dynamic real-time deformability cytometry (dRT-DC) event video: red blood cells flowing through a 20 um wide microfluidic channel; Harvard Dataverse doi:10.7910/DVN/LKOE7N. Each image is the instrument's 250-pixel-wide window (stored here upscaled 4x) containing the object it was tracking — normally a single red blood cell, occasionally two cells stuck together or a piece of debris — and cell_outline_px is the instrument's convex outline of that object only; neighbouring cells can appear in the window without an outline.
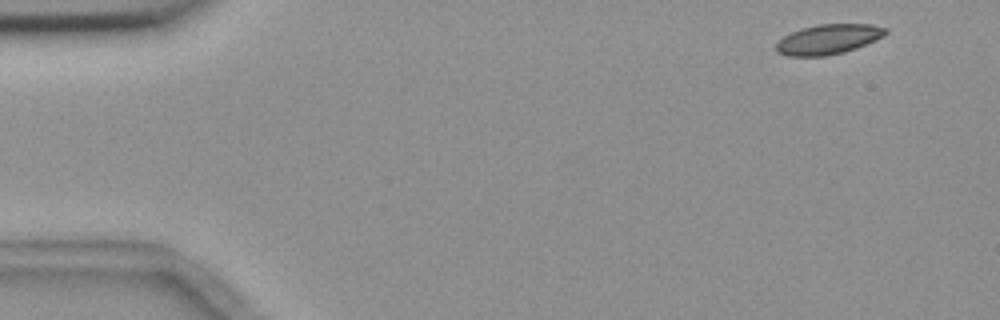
{"species": "common noctule bat (a hibernating species)", "species_latin": "Nyctalus noctula", "temperature_condition": "room temperature", "stored_images_in_passage": 8, "camera_frame_rate_fps": 3000, "um_per_image_px": 0.085, "animal": {"sex": "female", "body_mass_g": 18.4}, "frame": {"image": 1, "passage_image": 1, "time_ms": 0.0, "image_size_px": [1000, 320], "cell_outline_px": [[888, 32], [884, 36], [876, 40], [856, 48], [844, 52], [824, 56], [788, 56], [776, 52], [776, 44], [784, 36], [800, 28], [820, 24], [872, 24], [888, 28]], "centroid_in_image_um": [70.43, 3.33], "position_along_channel_um": 14.6, "area_um2": 19.13}}
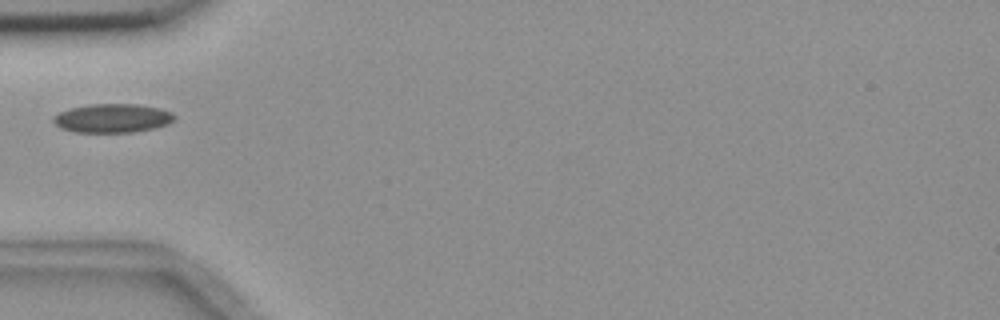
{"frame": {"image": 2, "passage_image": 5, "time_ms": 4.667, "image_size_px": [1000, 320], "cell_outline_px": [[176, 116], [168, 124], [156, 128], [132, 132], [76, 132], [60, 128], [52, 120], [52, 116], [60, 112], [72, 108], [88, 104], [136, 104], [160, 108], [172, 112]], "centroid_in_image_um": [9.57, 10.04], "position_along_channel_um": 75.4, "area_um2": 20.35}}
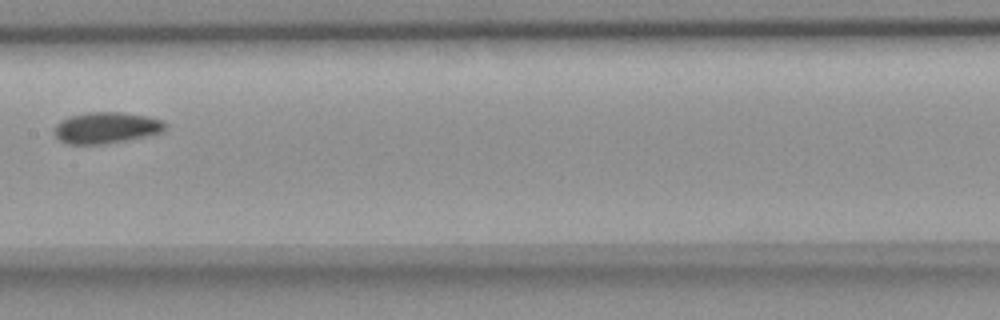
{"frame": {"image": 3, "passage_image": 8, "time_ms": 8.0, "image_size_px": [1000, 320], "cell_outline_px": [[168, 124], [160, 132], [148, 136], [104, 144], [68, 144], [60, 140], [56, 136], [52, 128], [60, 120], [68, 116], [88, 112], [120, 112], [148, 116], [164, 120]], "centroid_in_image_um": [9.01, 10.85], "position_along_channel_um": 198.4, "area_um2": 20.4}}